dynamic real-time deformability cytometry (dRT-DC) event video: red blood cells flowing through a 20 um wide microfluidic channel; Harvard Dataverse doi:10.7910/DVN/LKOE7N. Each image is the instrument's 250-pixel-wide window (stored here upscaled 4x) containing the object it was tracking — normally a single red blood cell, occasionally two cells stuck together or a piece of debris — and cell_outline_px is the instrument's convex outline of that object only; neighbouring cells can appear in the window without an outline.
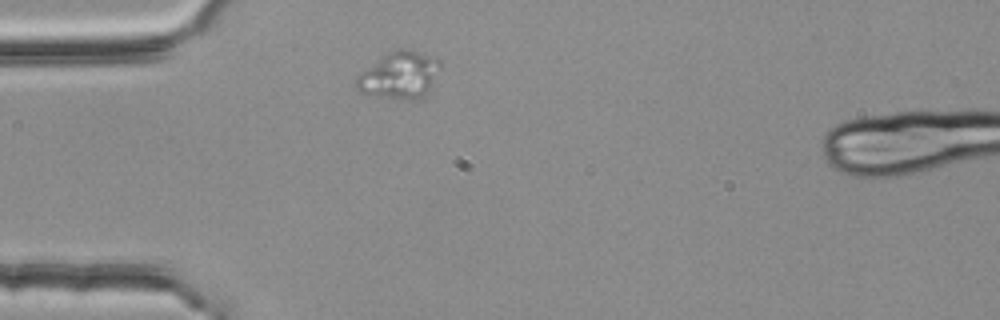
{"species": "common noctule bat (a hibernating species)", "species_latin": "Nyctalus noctula", "temperature_condition": "room temperature", "stored_images_in_passage": 2, "camera_frame_rate_fps": 3000, "um_per_image_px": 0.085, "animal": {"sex": "female", "body_mass_g": 25.1}, "frame": {"image": 1, "passage_image": 1, "time_ms": 0.0, "image_size_px": [1000, 320], "cell_outline_px": [[440, 68], [432, 88], [428, 92], [420, 96], [408, 100], [376, 96], [360, 92], [356, 88], [356, 80], [360, 72], [388, 52], [396, 48], [408, 48], [436, 56], [440, 60]], "centroid_in_image_um": [33.99, 6.36], "position_along_channel_um": 51.0, "area_um2": 23.18}}